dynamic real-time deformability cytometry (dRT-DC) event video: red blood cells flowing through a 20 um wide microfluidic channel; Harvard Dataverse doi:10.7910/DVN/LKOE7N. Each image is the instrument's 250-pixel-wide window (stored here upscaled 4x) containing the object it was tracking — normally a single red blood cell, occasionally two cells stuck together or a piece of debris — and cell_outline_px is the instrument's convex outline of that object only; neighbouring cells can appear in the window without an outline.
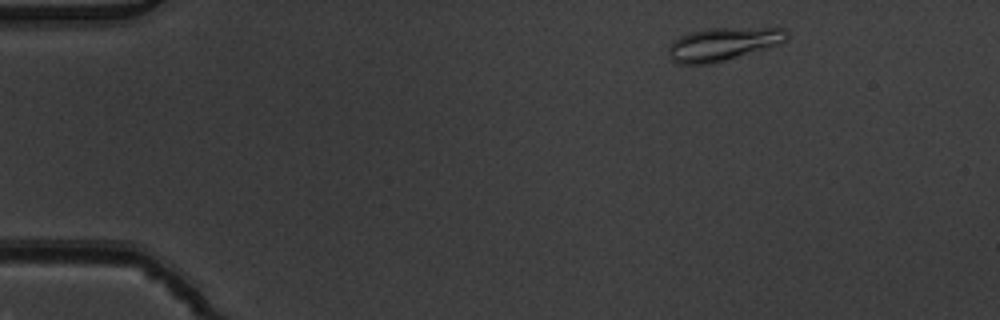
{"species": "common noctule bat (a hibernating species)", "species_latin": "Nyctalus noctula", "temperature_condition": "warm", "stored_images_in_passage": 6, "camera_frame_rate_fps": 3000, "um_per_image_px": 0.085, "animal": {"sex": "male", "body_mass_g": 19.5, "forearm_length_mm": 54.6}, "frame": {"image": 1, "passage_image": 1, "time_ms": 0.0, "image_size_px": [1000, 320], "cell_outline_px": [[788, 40], [784, 44], [708, 64], [676, 64], [668, 56], [668, 48], [672, 40], [688, 32], [708, 28], [784, 28], [788, 32]], "centroid_in_image_um": [61.46, 3.74], "position_along_channel_um": 23.5, "area_um2": 23.12}}
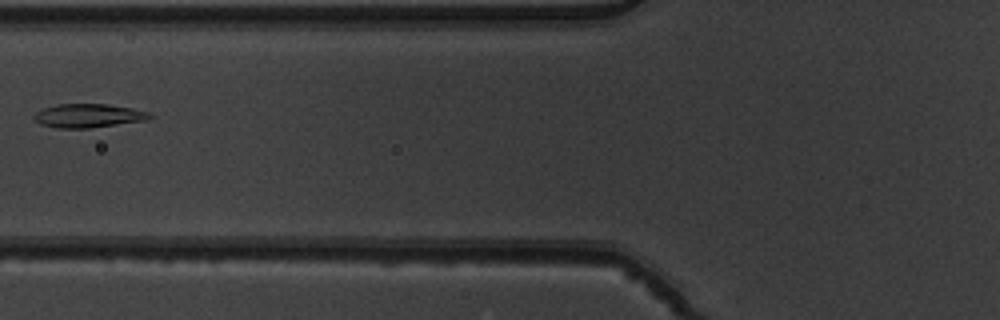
{"frame": {"image": 2, "passage_image": 5, "time_ms": 1.333, "image_size_px": [1000, 320], "cell_outline_px": [[156, 116], [148, 120], [88, 128], [56, 128], [40, 124], [32, 116], [36, 112], [44, 108], [56, 104], [108, 104], [132, 108], [152, 112]], "centroid_in_image_um": [7.57, 9.83], "position_along_channel_um": 118.2, "area_um2": 16.18}}
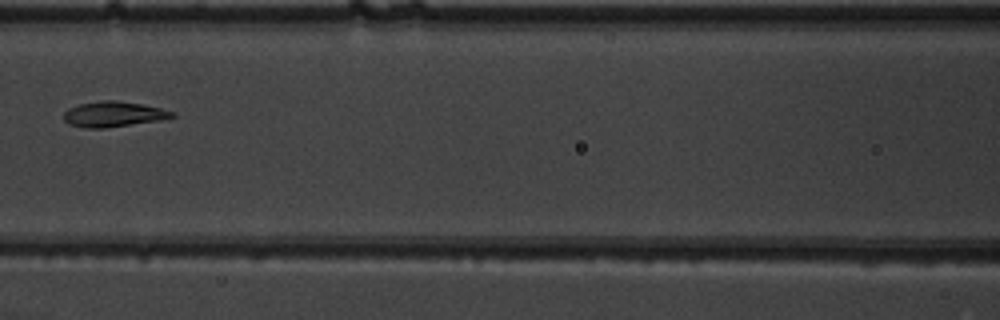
{"frame": {"image": 3, "passage_image": 6, "time_ms": 1.667, "image_size_px": [1000, 320], "cell_outline_px": [[176, 116], [160, 120], [104, 128], [84, 128], [68, 124], [64, 120], [64, 112], [68, 108], [80, 104], [100, 100], [116, 100], [140, 104], [160, 108], [176, 112]], "centroid_in_image_um": [9.63, 9.7], "position_along_channel_um": 157.0, "area_um2": 16.01}}